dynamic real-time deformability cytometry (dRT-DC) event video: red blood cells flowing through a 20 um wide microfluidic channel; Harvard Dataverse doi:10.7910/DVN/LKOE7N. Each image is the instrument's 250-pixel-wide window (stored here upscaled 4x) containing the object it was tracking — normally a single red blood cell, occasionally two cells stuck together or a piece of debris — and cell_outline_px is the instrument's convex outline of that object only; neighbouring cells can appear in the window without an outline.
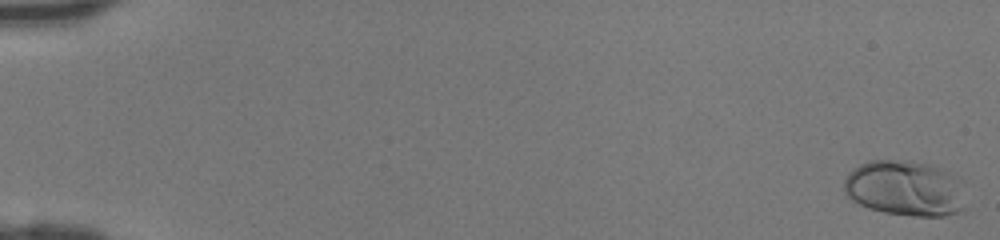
{"species": "human", "species_latin": "Homo sapiens", "temperature_condition": "room temperature", "stored_images_in_passage": 47, "camera_frame_rate_fps": 3000, "um_per_image_px": 0.085, "donor": {"sex": "female"}, "frame": {"image": 1, "passage_image": 1, "time_ms": 0.0, "image_size_px": [1000, 240], "cell_outline_px": [[968, 180], [964, 208], [956, 212], [940, 216], [912, 216], [884, 212], [868, 208], [852, 200], [844, 192], [844, 180], [848, 172], [860, 164], [868, 160], [908, 160], [928, 164], [944, 168], [956, 172]], "centroid_in_image_um": [77.05, 15.97], "position_along_channel_um": 8.0, "area_um2": 40.81}}
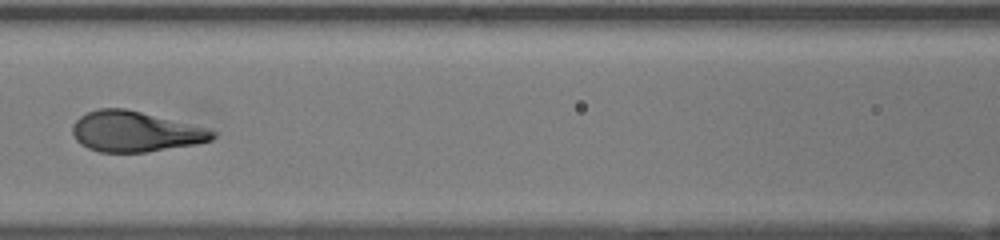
{"frame": {"image": 2, "passage_image": 23, "time_ms": 7.333, "image_size_px": [1000, 240], "cell_outline_px": [[216, 136], [212, 140], [196, 144], [144, 152], [100, 152], [88, 148], [80, 144], [76, 140], [72, 132], [72, 124], [80, 116], [88, 112], [100, 108], [124, 108], [208, 128], [216, 132]], "centroid_in_image_um": [11.47, 11.18], "position_along_channel_um": 155.1, "area_um2": 32.89}}
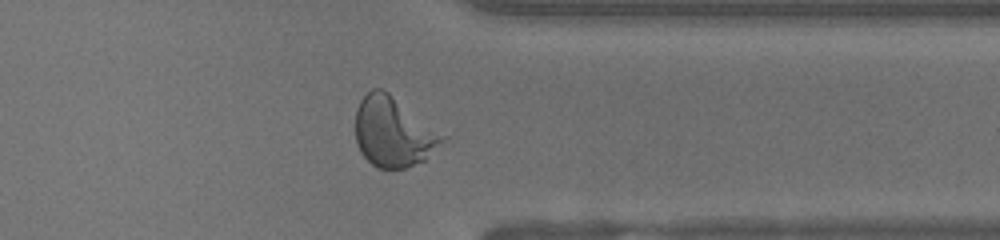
{"frame": {"image": 3, "passage_image": 38, "time_ms": 12.333, "image_size_px": [1000, 240], "cell_outline_px": [[448, 136], [424, 160], [404, 168], [376, 168], [360, 152], [356, 144], [356, 108], [360, 100], [372, 88], [384, 88]], "centroid_in_image_um": [33.43, 11.19], "position_along_channel_um": 378.0, "area_um2": 35.55}}